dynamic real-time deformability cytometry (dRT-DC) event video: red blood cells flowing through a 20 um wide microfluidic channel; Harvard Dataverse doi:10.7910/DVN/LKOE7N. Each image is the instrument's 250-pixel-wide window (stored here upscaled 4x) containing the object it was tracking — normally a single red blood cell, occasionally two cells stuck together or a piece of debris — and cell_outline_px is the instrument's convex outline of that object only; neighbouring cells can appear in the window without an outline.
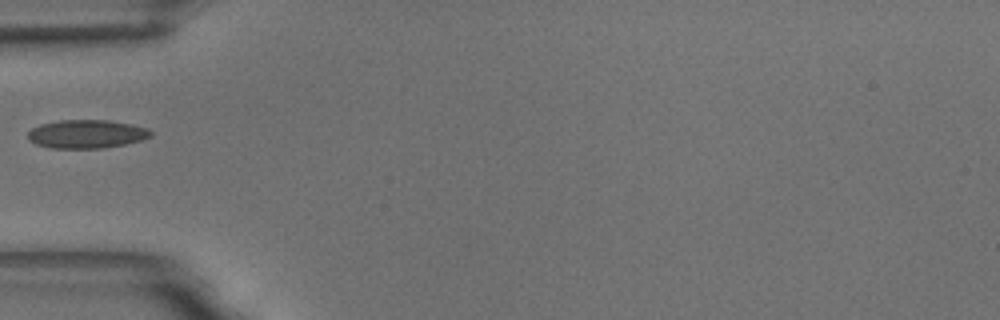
{"species": "common noctule bat (a hibernating species)", "species_latin": "Nyctalus noctula", "temperature_condition": "room temperature", "stored_images_in_passage": 4, "camera_frame_rate_fps": 3000, "um_per_image_px": 0.085, "animal": {"sex": "male", "body_mass_g": 18.8}, "frame": {"image": 1, "passage_image": 1, "time_ms": 0.0, "image_size_px": [1000, 320], "cell_outline_px": [[152, 136], [140, 140], [124, 144], [100, 148], [52, 148], [36, 144], [28, 140], [28, 132], [32, 128], [40, 124], [60, 120], [108, 120], [132, 124], [148, 128], [152, 132]], "centroid_in_image_um": [7.35, 11.38], "position_along_channel_um": 77.7, "area_um2": 20.35}}